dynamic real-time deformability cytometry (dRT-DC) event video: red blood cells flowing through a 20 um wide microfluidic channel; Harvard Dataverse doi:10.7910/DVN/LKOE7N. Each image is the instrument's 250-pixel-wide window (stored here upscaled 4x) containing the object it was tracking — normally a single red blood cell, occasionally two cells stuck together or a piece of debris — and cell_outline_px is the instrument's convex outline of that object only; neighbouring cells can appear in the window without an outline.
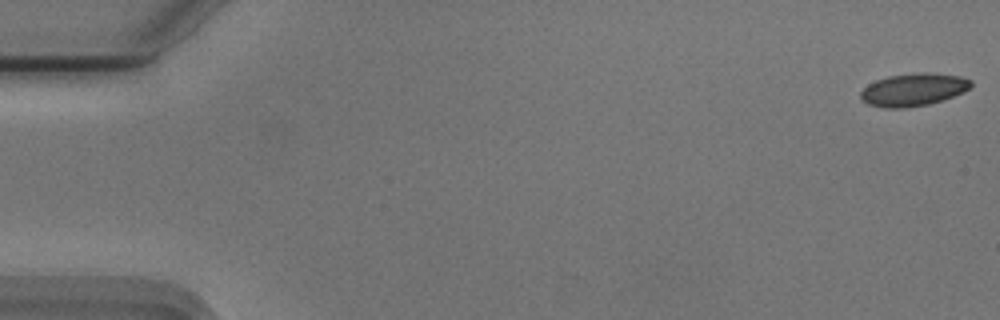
{"species": "Egyptian fruit bat (a non-hibernating species)", "species_latin": "Rousettus aegyptiacus", "temperature_condition": "cold", "stored_images_in_passage": 6, "camera_frame_rate_fps": 3000, "um_per_image_px": 0.085, "animal": {"sex": "male"}, "frame": {"image": 1, "passage_image": 1, "time_ms": 0.0, "image_size_px": [1000, 320], "cell_outline_px": [[972, 84], [964, 92], [928, 104], [904, 108], [884, 108], [868, 104], [860, 100], [860, 92], [868, 84], [876, 80], [888, 76], [960, 76], [972, 80]], "centroid_in_image_um": [77.55, 7.69], "position_along_channel_um": 7.4, "area_um2": 19.83}}